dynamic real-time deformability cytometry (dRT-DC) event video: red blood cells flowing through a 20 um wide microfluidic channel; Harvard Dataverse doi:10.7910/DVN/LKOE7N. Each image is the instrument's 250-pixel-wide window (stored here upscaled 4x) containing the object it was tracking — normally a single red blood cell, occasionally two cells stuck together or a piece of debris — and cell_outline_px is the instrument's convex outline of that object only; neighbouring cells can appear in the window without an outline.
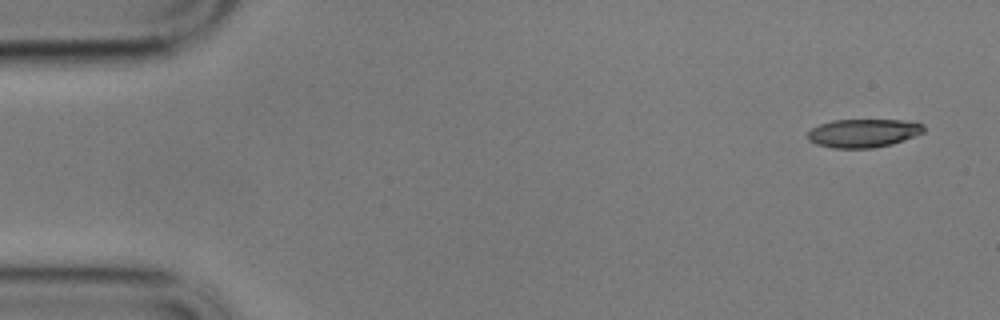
{"species": "common noctule bat (a hibernating species)", "species_latin": "Nyctalus noctula", "temperature_condition": "cold", "stored_images_in_passage": 12, "camera_frame_rate_fps": 3000, "um_per_image_px": 0.085, "animal": {"sex": "male", "body_mass_g": 17.9}, "frame": {"image": 1, "passage_image": 1, "time_ms": 0.0, "image_size_px": [1000, 320], "cell_outline_px": [[924, 132], [904, 140], [892, 144], [872, 148], [832, 148], [816, 144], [808, 140], [808, 132], [812, 128], [820, 124], [832, 120], [916, 120], [924, 124]], "centroid_in_image_um": [73.42, 11.3], "position_along_channel_um": 11.6, "area_um2": 19.42}}